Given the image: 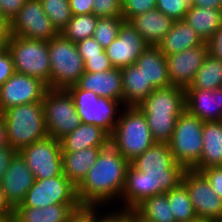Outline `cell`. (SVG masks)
I'll return each mask as SVG.
<instances>
[{"instance_id":"c3c4849f","label":"cell","mask_w":222,"mask_h":222,"mask_svg":"<svg viewBox=\"0 0 222 222\" xmlns=\"http://www.w3.org/2000/svg\"><path fill=\"white\" fill-rule=\"evenodd\" d=\"M107 213V222H133V210L109 209ZM114 211V212H113Z\"/></svg>"},{"instance_id":"d6a6232c","label":"cell","mask_w":222,"mask_h":222,"mask_svg":"<svg viewBox=\"0 0 222 222\" xmlns=\"http://www.w3.org/2000/svg\"><path fill=\"white\" fill-rule=\"evenodd\" d=\"M167 199L176 222H194L198 220L187 188L182 182L167 192Z\"/></svg>"},{"instance_id":"9c48e42d","label":"cell","mask_w":222,"mask_h":222,"mask_svg":"<svg viewBox=\"0 0 222 222\" xmlns=\"http://www.w3.org/2000/svg\"><path fill=\"white\" fill-rule=\"evenodd\" d=\"M204 122L190 114L186 109L179 115L172 138L170 151L176 163L185 169H192L202 155V129Z\"/></svg>"},{"instance_id":"f35d334b","label":"cell","mask_w":222,"mask_h":222,"mask_svg":"<svg viewBox=\"0 0 222 222\" xmlns=\"http://www.w3.org/2000/svg\"><path fill=\"white\" fill-rule=\"evenodd\" d=\"M96 17H122V0H93Z\"/></svg>"},{"instance_id":"74e56055","label":"cell","mask_w":222,"mask_h":222,"mask_svg":"<svg viewBox=\"0 0 222 222\" xmlns=\"http://www.w3.org/2000/svg\"><path fill=\"white\" fill-rule=\"evenodd\" d=\"M152 9H156V0H122V18L126 21Z\"/></svg>"},{"instance_id":"ee69618b","label":"cell","mask_w":222,"mask_h":222,"mask_svg":"<svg viewBox=\"0 0 222 222\" xmlns=\"http://www.w3.org/2000/svg\"><path fill=\"white\" fill-rule=\"evenodd\" d=\"M26 1L27 0H0V12L12 22Z\"/></svg>"},{"instance_id":"7bdbcfd3","label":"cell","mask_w":222,"mask_h":222,"mask_svg":"<svg viewBox=\"0 0 222 222\" xmlns=\"http://www.w3.org/2000/svg\"><path fill=\"white\" fill-rule=\"evenodd\" d=\"M202 172L211 184L212 189L222 199V167L202 169Z\"/></svg>"},{"instance_id":"d4e9b609","label":"cell","mask_w":222,"mask_h":222,"mask_svg":"<svg viewBox=\"0 0 222 222\" xmlns=\"http://www.w3.org/2000/svg\"><path fill=\"white\" fill-rule=\"evenodd\" d=\"M110 140L102 128L81 123L74 131L60 140L62 152H77L91 147H101Z\"/></svg>"},{"instance_id":"ac0fdd59","label":"cell","mask_w":222,"mask_h":222,"mask_svg":"<svg viewBox=\"0 0 222 222\" xmlns=\"http://www.w3.org/2000/svg\"><path fill=\"white\" fill-rule=\"evenodd\" d=\"M34 182L35 176L28 168L24 158L19 152H16L0 183L6 200L13 208L21 204Z\"/></svg>"},{"instance_id":"83f0119b","label":"cell","mask_w":222,"mask_h":222,"mask_svg":"<svg viewBox=\"0 0 222 222\" xmlns=\"http://www.w3.org/2000/svg\"><path fill=\"white\" fill-rule=\"evenodd\" d=\"M123 94L122 102L124 106L139 105L154 88L150 83H146L145 77L136 64L121 68Z\"/></svg>"},{"instance_id":"11a10c76","label":"cell","mask_w":222,"mask_h":222,"mask_svg":"<svg viewBox=\"0 0 222 222\" xmlns=\"http://www.w3.org/2000/svg\"><path fill=\"white\" fill-rule=\"evenodd\" d=\"M102 210H103V207H102V209L101 208L99 209L98 213L91 219L90 222H107V211L106 212H102Z\"/></svg>"},{"instance_id":"603a6c76","label":"cell","mask_w":222,"mask_h":222,"mask_svg":"<svg viewBox=\"0 0 222 222\" xmlns=\"http://www.w3.org/2000/svg\"><path fill=\"white\" fill-rule=\"evenodd\" d=\"M80 204H53L43 208L16 206L13 222H67Z\"/></svg>"},{"instance_id":"7a4b0ae2","label":"cell","mask_w":222,"mask_h":222,"mask_svg":"<svg viewBox=\"0 0 222 222\" xmlns=\"http://www.w3.org/2000/svg\"><path fill=\"white\" fill-rule=\"evenodd\" d=\"M156 143H169L179 115L186 109L185 89L178 86L154 89L139 105Z\"/></svg>"},{"instance_id":"2e32d148","label":"cell","mask_w":222,"mask_h":222,"mask_svg":"<svg viewBox=\"0 0 222 222\" xmlns=\"http://www.w3.org/2000/svg\"><path fill=\"white\" fill-rule=\"evenodd\" d=\"M207 55V42L180 53L167 55L168 77L171 86H178L183 89L188 88Z\"/></svg>"},{"instance_id":"f6af8a7d","label":"cell","mask_w":222,"mask_h":222,"mask_svg":"<svg viewBox=\"0 0 222 222\" xmlns=\"http://www.w3.org/2000/svg\"><path fill=\"white\" fill-rule=\"evenodd\" d=\"M208 53L222 61V25L214 32L207 41Z\"/></svg>"},{"instance_id":"7402d4cb","label":"cell","mask_w":222,"mask_h":222,"mask_svg":"<svg viewBox=\"0 0 222 222\" xmlns=\"http://www.w3.org/2000/svg\"><path fill=\"white\" fill-rule=\"evenodd\" d=\"M135 64L141 68L146 83H150L154 89L171 86L166 56L157 46H148L137 58Z\"/></svg>"},{"instance_id":"6f0895ef","label":"cell","mask_w":222,"mask_h":222,"mask_svg":"<svg viewBox=\"0 0 222 222\" xmlns=\"http://www.w3.org/2000/svg\"><path fill=\"white\" fill-rule=\"evenodd\" d=\"M9 40H0V54L7 49V43Z\"/></svg>"},{"instance_id":"4dcf8cb0","label":"cell","mask_w":222,"mask_h":222,"mask_svg":"<svg viewBox=\"0 0 222 222\" xmlns=\"http://www.w3.org/2000/svg\"><path fill=\"white\" fill-rule=\"evenodd\" d=\"M134 211L146 222H176L167 199V193L145 199Z\"/></svg>"},{"instance_id":"60d3db41","label":"cell","mask_w":222,"mask_h":222,"mask_svg":"<svg viewBox=\"0 0 222 222\" xmlns=\"http://www.w3.org/2000/svg\"><path fill=\"white\" fill-rule=\"evenodd\" d=\"M109 57L106 54V51L100 54V56L88 57L84 62V69L86 72H102L112 69Z\"/></svg>"},{"instance_id":"8fae6325","label":"cell","mask_w":222,"mask_h":222,"mask_svg":"<svg viewBox=\"0 0 222 222\" xmlns=\"http://www.w3.org/2000/svg\"><path fill=\"white\" fill-rule=\"evenodd\" d=\"M53 204H80L77 187L64 174L47 179H35L18 206L43 208Z\"/></svg>"},{"instance_id":"f907efd6","label":"cell","mask_w":222,"mask_h":222,"mask_svg":"<svg viewBox=\"0 0 222 222\" xmlns=\"http://www.w3.org/2000/svg\"><path fill=\"white\" fill-rule=\"evenodd\" d=\"M11 22L0 12V40H10Z\"/></svg>"},{"instance_id":"52a82bcc","label":"cell","mask_w":222,"mask_h":222,"mask_svg":"<svg viewBox=\"0 0 222 222\" xmlns=\"http://www.w3.org/2000/svg\"><path fill=\"white\" fill-rule=\"evenodd\" d=\"M73 98L81 123L92 124L105 130L109 135L115 130L122 101L111 100L95 94L93 91L79 89L76 85L66 89Z\"/></svg>"},{"instance_id":"1f68e13d","label":"cell","mask_w":222,"mask_h":222,"mask_svg":"<svg viewBox=\"0 0 222 222\" xmlns=\"http://www.w3.org/2000/svg\"><path fill=\"white\" fill-rule=\"evenodd\" d=\"M218 88H222V61L208 53L193 82L186 89L214 90Z\"/></svg>"},{"instance_id":"b9f144b4","label":"cell","mask_w":222,"mask_h":222,"mask_svg":"<svg viewBox=\"0 0 222 222\" xmlns=\"http://www.w3.org/2000/svg\"><path fill=\"white\" fill-rule=\"evenodd\" d=\"M15 73L11 53L6 49L0 54V87Z\"/></svg>"},{"instance_id":"44dd1931","label":"cell","mask_w":222,"mask_h":222,"mask_svg":"<svg viewBox=\"0 0 222 222\" xmlns=\"http://www.w3.org/2000/svg\"><path fill=\"white\" fill-rule=\"evenodd\" d=\"M129 22L149 46H158L170 31L174 20L158 9L132 17Z\"/></svg>"},{"instance_id":"ab89813d","label":"cell","mask_w":222,"mask_h":222,"mask_svg":"<svg viewBox=\"0 0 222 222\" xmlns=\"http://www.w3.org/2000/svg\"><path fill=\"white\" fill-rule=\"evenodd\" d=\"M76 46L83 62H85L88 57L100 56V54L105 51V49L93 37L77 42Z\"/></svg>"},{"instance_id":"d590c367","label":"cell","mask_w":222,"mask_h":222,"mask_svg":"<svg viewBox=\"0 0 222 222\" xmlns=\"http://www.w3.org/2000/svg\"><path fill=\"white\" fill-rule=\"evenodd\" d=\"M122 17H100L98 18L93 38L105 49L119 35Z\"/></svg>"},{"instance_id":"f5cc1de1","label":"cell","mask_w":222,"mask_h":222,"mask_svg":"<svg viewBox=\"0 0 222 222\" xmlns=\"http://www.w3.org/2000/svg\"><path fill=\"white\" fill-rule=\"evenodd\" d=\"M195 7L222 9V0H192Z\"/></svg>"},{"instance_id":"f546056e","label":"cell","mask_w":222,"mask_h":222,"mask_svg":"<svg viewBox=\"0 0 222 222\" xmlns=\"http://www.w3.org/2000/svg\"><path fill=\"white\" fill-rule=\"evenodd\" d=\"M130 163L140 171H167L176 162L168 143H155Z\"/></svg>"},{"instance_id":"6da1fadb","label":"cell","mask_w":222,"mask_h":222,"mask_svg":"<svg viewBox=\"0 0 222 222\" xmlns=\"http://www.w3.org/2000/svg\"><path fill=\"white\" fill-rule=\"evenodd\" d=\"M129 165L130 162L118 152L110 140L101 146L97 161L77 187L80 205L106 208L112 201L113 205H117L116 199L120 200Z\"/></svg>"},{"instance_id":"8992f818","label":"cell","mask_w":222,"mask_h":222,"mask_svg":"<svg viewBox=\"0 0 222 222\" xmlns=\"http://www.w3.org/2000/svg\"><path fill=\"white\" fill-rule=\"evenodd\" d=\"M51 89H67L75 85L85 72L76 43L61 34L48 41Z\"/></svg>"},{"instance_id":"7c38bea8","label":"cell","mask_w":222,"mask_h":222,"mask_svg":"<svg viewBox=\"0 0 222 222\" xmlns=\"http://www.w3.org/2000/svg\"><path fill=\"white\" fill-rule=\"evenodd\" d=\"M35 179L63 175L61 143L50 136L19 151Z\"/></svg>"},{"instance_id":"91938a15","label":"cell","mask_w":222,"mask_h":222,"mask_svg":"<svg viewBox=\"0 0 222 222\" xmlns=\"http://www.w3.org/2000/svg\"><path fill=\"white\" fill-rule=\"evenodd\" d=\"M209 222H222V217L214 218V219L210 220Z\"/></svg>"},{"instance_id":"5b68a950","label":"cell","mask_w":222,"mask_h":222,"mask_svg":"<svg viewBox=\"0 0 222 222\" xmlns=\"http://www.w3.org/2000/svg\"><path fill=\"white\" fill-rule=\"evenodd\" d=\"M110 141L129 162L156 143L146 117L138 106H124Z\"/></svg>"},{"instance_id":"ba28073f","label":"cell","mask_w":222,"mask_h":222,"mask_svg":"<svg viewBox=\"0 0 222 222\" xmlns=\"http://www.w3.org/2000/svg\"><path fill=\"white\" fill-rule=\"evenodd\" d=\"M7 49L12 55L15 72L50 83L48 41L11 35Z\"/></svg>"},{"instance_id":"f1b7e54d","label":"cell","mask_w":222,"mask_h":222,"mask_svg":"<svg viewBox=\"0 0 222 222\" xmlns=\"http://www.w3.org/2000/svg\"><path fill=\"white\" fill-rule=\"evenodd\" d=\"M203 42H207L222 25V9L192 6L184 17Z\"/></svg>"},{"instance_id":"9a60e30c","label":"cell","mask_w":222,"mask_h":222,"mask_svg":"<svg viewBox=\"0 0 222 222\" xmlns=\"http://www.w3.org/2000/svg\"><path fill=\"white\" fill-rule=\"evenodd\" d=\"M47 89L41 80L15 72L0 87V113L13 106L43 101Z\"/></svg>"},{"instance_id":"4316f807","label":"cell","mask_w":222,"mask_h":222,"mask_svg":"<svg viewBox=\"0 0 222 222\" xmlns=\"http://www.w3.org/2000/svg\"><path fill=\"white\" fill-rule=\"evenodd\" d=\"M101 147H91L77 152H62L63 174L78 187L97 161Z\"/></svg>"},{"instance_id":"9f6ffc18","label":"cell","mask_w":222,"mask_h":222,"mask_svg":"<svg viewBox=\"0 0 222 222\" xmlns=\"http://www.w3.org/2000/svg\"><path fill=\"white\" fill-rule=\"evenodd\" d=\"M0 222H13V215H0Z\"/></svg>"},{"instance_id":"cb8c5ba5","label":"cell","mask_w":222,"mask_h":222,"mask_svg":"<svg viewBox=\"0 0 222 222\" xmlns=\"http://www.w3.org/2000/svg\"><path fill=\"white\" fill-rule=\"evenodd\" d=\"M203 149L200 161L192 168L196 171L222 167V121L204 122Z\"/></svg>"},{"instance_id":"3957f363","label":"cell","mask_w":222,"mask_h":222,"mask_svg":"<svg viewBox=\"0 0 222 222\" xmlns=\"http://www.w3.org/2000/svg\"><path fill=\"white\" fill-rule=\"evenodd\" d=\"M185 170L180 163H175L167 171H140L130 163L124 189L117 201L123 205L117 209L134 210L145 199L167 193L182 181Z\"/></svg>"},{"instance_id":"816d5d0a","label":"cell","mask_w":222,"mask_h":222,"mask_svg":"<svg viewBox=\"0 0 222 222\" xmlns=\"http://www.w3.org/2000/svg\"><path fill=\"white\" fill-rule=\"evenodd\" d=\"M14 208L6 200L5 194L0 184V215H13Z\"/></svg>"},{"instance_id":"ffe728a7","label":"cell","mask_w":222,"mask_h":222,"mask_svg":"<svg viewBox=\"0 0 222 222\" xmlns=\"http://www.w3.org/2000/svg\"><path fill=\"white\" fill-rule=\"evenodd\" d=\"M79 89L116 101H122L123 84L120 69L112 68L102 72H84L75 84Z\"/></svg>"},{"instance_id":"5bb4252c","label":"cell","mask_w":222,"mask_h":222,"mask_svg":"<svg viewBox=\"0 0 222 222\" xmlns=\"http://www.w3.org/2000/svg\"><path fill=\"white\" fill-rule=\"evenodd\" d=\"M59 34L40 0H27L11 22V35L49 41Z\"/></svg>"},{"instance_id":"e0dca14e","label":"cell","mask_w":222,"mask_h":222,"mask_svg":"<svg viewBox=\"0 0 222 222\" xmlns=\"http://www.w3.org/2000/svg\"><path fill=\"white\" fill-rule=\"evenodd\" d=\"M148 46L134 26L124 20L118 37L105 48V51L112 67L121 69L135 64L137 58Z\"/></svg>"},{"instance_id":"4fadbf2b","label":"cell","mask_w":222,"mask_h":222,"mask_svg":"<svg viewBox=\"0 0 222 222\" xmlns=\"http://www.w3.org/2000/svg\"><path fill=\"white\" fill-rule=\"evenodd\" d=\"M187 188L195 214L199 220L209 222L222 217V199L212 189L205 175L194 169H186L181 181Z\"/></svg>"},{"instance_id":"681fc988","label":"cell","mask_w":222,"mask_h":222,"mask_svg":"<svg viewBox=\"0 0 222 222\" xmlns=\"http://www.w3.org/2000/svg\"><path fill=\"white\" fill-rule=\"evenodd\" d=\"M15 153L16 151L10 146L0 147V183L9 165V162Z\"/></svg>"},{"instance_id":"7dc6e473","label":"cell","mask_w":222,"mask_h":222,"mask_svg":"<svg viewBox=\"0 0 222 222\" xmlns=\"http://www.w3.org/2000/svg\"><path fill=\"white\" fill-rule=\"evenodd\" d=\"M72 15L93 13V0H69Z\"/></svg>"},{"instance_id":"836d02e7","label":"cell","mask_w":222,"mask_h":222,"mask_svg":"<svg viewBox=\"0 0 222 222\" xmlns=\"http://www.w3.org/2000/svg\"><path fill=\"white\" fill-rule=\"evenodd\" d=\"M98 18L93 13L73 15L60 34L73 43L93 37Z\"/></svg>"},{"instance_id":"277c9868","label":"cell","mask_w":222,"mask_h":222,"mask_svg":"<svg viewBox=\"0 0 222 222\" xmlns=\"http://www.w3.org/2000/svg\"><path fill=\"white\" fill-rule=\"evenodd\" d=\"M1 114L4 117L8 145L16 152L49 136L42 101L13 106Z\"/></svg>"},{"instance_id":"484cf974","label":"cell","mask_w":222,"mask_h":222,"mask_svg":"<svg viewBox=\"0 0 222 222\" xmlns=\"http://www.w3.org/2000/svg\"><path fill=\"white\" fill-rule=\"evenodd\" d=\"M202 43V39L197 35L194 28L188 25L183 19L174 21L170 31L157 47L167 56L194 48Z\"/></svg>"},{"instance_id":"e575fe53","label":"cell","mask_w":222,"mask_h":222,"mask_svg":"<svg viewBox=\"0 0 222 222\" xmlns=\"http://www.w3.org/2000/svg\"><path fill=\"white\" fill-rule=\"evenodd\" d=\"M42 7L56 30L61 31L72 19L69 0H40Z\"/></svg>"},{"instance_id":"8d00e7d4","label":"cell","mask_w":222,"mask_h":222,"mask_svg":"<svg viewBox=\"0 0 222 222\" xmlns=\"http://www.w3.org/2000/svg\"><path fill=\"white\" fill-rule=\"evenodd\" d=\"M192 6V0H156V9L174 21L183 20Z\"/></svg>"},{"instance_id":"30bf717a","label":"cell","mask_w":222,"mask_h":222,"mask_svg":"<svg viewBox=\"0 0 222 222\" xmlns=\"http://www.w3.org/2000/svg\"><path fill=\"white\" fill-rule=\"evenodd\" d=\"M42 103L47 133L51 138L60 141L81 124L73 98L66 89L48 88Z\"/></svg>"},{"instance_id":"680465c9","label":"cell","mask_w":222,"mask_h":222,"mask_svg":"<svg viewBox=\"0 0 222 222\" xmlns=\"http://www.w3.org/2000/svg\"><path fill=\"white\" fill-rule=\"evenodd\" d=\"M133 222H146V221L142 219L140 216H138L136 212L133 210Z\"/></svg>"},{"instance_id":"d6986e66","label":"cell","mask_w":222,"mask_h":222,"mask_svg":"<svg viewBox=\"0 0 222 222\" xmlns=\"http://www.w3.org/2000/svg\"><path fill=\"white\" fill-rule=\"evenodd\" d=\"M185 106L203 122L222 121V88L185 89Z\"/></svg>"},{"instance_id":"bcb514c9","label":"cell","mask_w":222,"mask_h":222,"mask_svg":"<svg viewBox=\"0 0 222 222\" xmlns=\"http://www.w3.org/2000/svg\"><path fill=\"white\" fill-rule=\"evenodd\" d=\"M99 207H81L68 219L67 222H90L98 213Z\"/></svg>"},{"instance_id":"94428289","label":"cell","mask_w":222,"mask_h":222,"mask_svg":"<svg viewBox=\"0 0 222 222\" xmlns=\"http://www.w3.org/2000/svg\"><path fill=\"white\" fill-rule=\"evenodd\" d=\"M194 222H207V221H204V220H197V221H194Z\"/></svg>"},{"instance_id":"db71d44e","label":"cell","mask_w":222,"mask_h":222,"mask_svg":"<svg viewBox=\"0 0 222 222\" xmlns=\"http://www.w3.org/2000/svg\"><path fill=\"white\" fill-rule=\"evenodd\" d=\"M2 146H9L7 142V133H6V126L4 122V117L0 113V147Z\"/></svg>"}]
</instances>
